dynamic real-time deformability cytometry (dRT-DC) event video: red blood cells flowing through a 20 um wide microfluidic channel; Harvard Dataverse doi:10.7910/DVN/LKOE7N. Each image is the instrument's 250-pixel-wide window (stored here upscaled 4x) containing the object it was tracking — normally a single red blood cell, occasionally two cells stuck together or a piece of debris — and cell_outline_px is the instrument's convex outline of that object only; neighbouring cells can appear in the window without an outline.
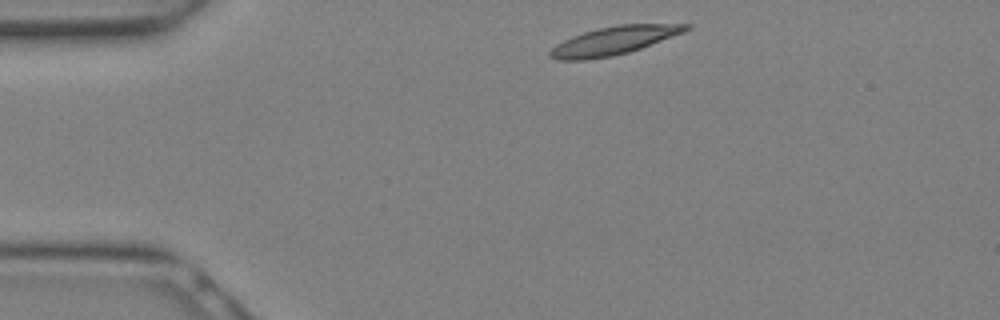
{"species": "Egyptian fruit bat (a non-hibernating species)", "species_latin": "Rousettus aegyptiacus", "temperature_condition": "warm", "stored_images_in_passage": 4, "camera_frame_rate_fps": 3000, "um_per_image_px": 0.085, "animal": {"sex": "female"}, "frame": {"image": 1, "passage_image": 1, "time_ms": 0.0, "image_size_px": [1000, 320], "cell_outline_px": [[692, 28], [684, 32], [640, 48], [628, 52], [612, 56], [584, 60], [556, 60], [548, 56], [548, 52], [556, 44], [572, 36], [584, 32], [616, 24], [692, 24]], "centroid_in_image_um": [52.16, 3.45], "position_along_channel_um": 32.8, "area_um2": 22.25}}